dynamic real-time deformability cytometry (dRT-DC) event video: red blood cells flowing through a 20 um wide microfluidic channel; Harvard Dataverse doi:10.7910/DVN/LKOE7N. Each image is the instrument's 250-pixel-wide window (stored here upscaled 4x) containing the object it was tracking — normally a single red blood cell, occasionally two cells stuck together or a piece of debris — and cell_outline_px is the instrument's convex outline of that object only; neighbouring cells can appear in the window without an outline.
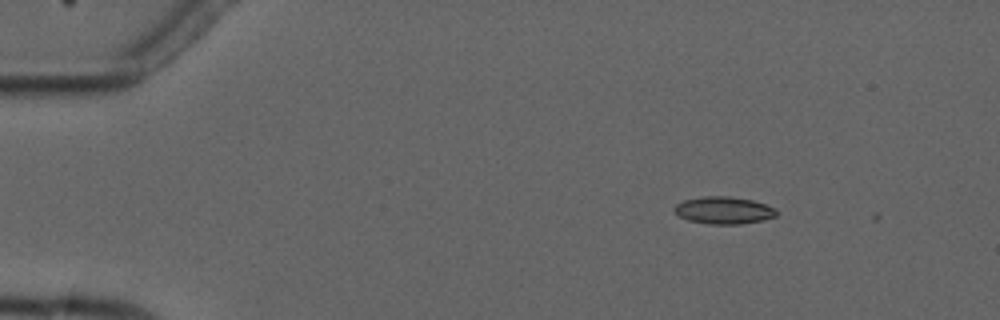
{"species": "common noctule bat (a hibernating species)", "species_latin": "Nyctalus noctula", "temperature_condition": "cold", "stored_images_in_passage": 8, "camera_frame_rate_fps": 3000, "um_per_image_px": 0.085, "animal": {"sex": "male", "forearm_length_mm": 52.5}, "frame": {"image": 1, "passage_image": 3, "time_ms": 2.333, "image_size_px": [1000, 320], "cell_outline_px": [[776, 216], [764, 220], [740, 224], [708, 224], [688, 220], [680, 216], [672, 208], [676, 204], [684, 200], [704, 196], [728, 196], [752, 200], [776, 208]], "centroid_in_image_um": [61.51, 17.88], "position_along_channel_um": 23.5, "area_um2": 16.18}}
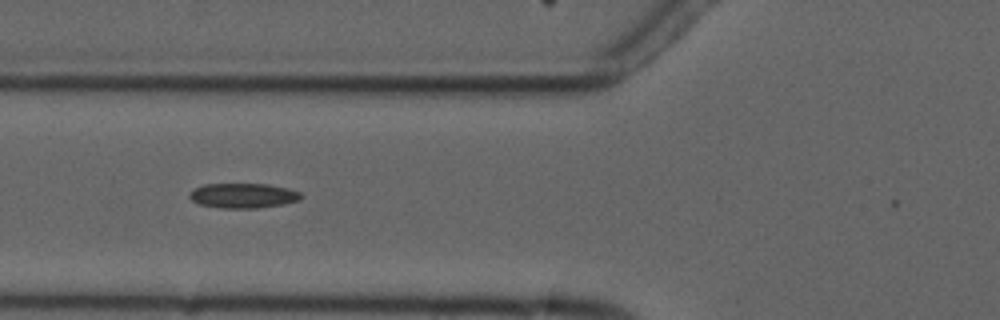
{"frame": {"image": 2, "passage_image": 7, "time_ms": 6.667, "image_size_px": [1000, 320], "cell_outline_px": [[304, 196], [300, 200], [284, 204], [256, 208], [220, 208], [200, 204], [192, 200], [188, 196], [196, 188], [204, 184], [268, 184], [288, 188], [300, 192]], "centroid_in_image_um": [20.72, 16.63], "position_along_channel_um": 105.1, "area_um2": 16.13}}